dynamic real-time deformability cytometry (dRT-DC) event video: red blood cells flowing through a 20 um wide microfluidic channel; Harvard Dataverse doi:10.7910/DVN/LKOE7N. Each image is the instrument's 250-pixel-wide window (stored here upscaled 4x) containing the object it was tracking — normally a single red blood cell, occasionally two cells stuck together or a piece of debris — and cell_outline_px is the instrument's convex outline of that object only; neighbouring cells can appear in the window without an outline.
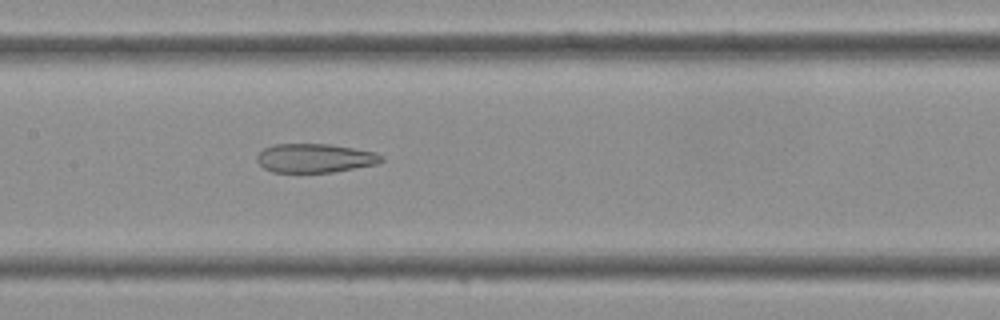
{"species": "Egyptian fruit bat (a non-hibernating species)", "species_latin": "Rousettus aegyptiacus", "temperature_condition": "cold", "stored_images_in_passage": 42, "camera_frame_rate_fps": 3000, "um_per_image_px": 0.085, "frame": {"image": 1, "passage_image": 20, "time_ms": 6.333, "image_size_px": [1000, 320], "cell_outline_px": [[384, 160], [380, 164], [332, 172], [272, 172], [264, 168], [256, 160], [256, 156], [264, 148], [272, 144], [332, 144], [376, 152], [384, 156]], "centroid_in_image_um": [26.81, 13.44], "position_along_channel_um": 180.6, "area_um2": 21.21}}
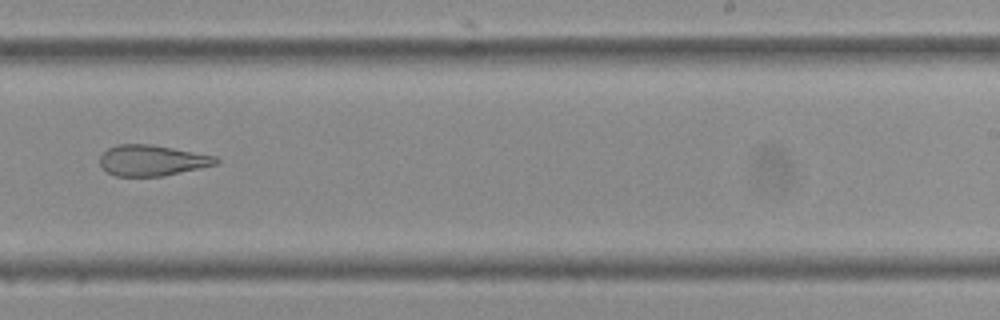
{"frame": {"image": 2, "passage_image": 26, "time_ms": 8.333, "image_size_px": [1000, 320], "cell_outline_px": [[220, 160], [216, 164], [200, 168], [164, 176], [116, 176], [108, 172], [100, 164], [100, 156], [108, 148], [116, 144], [152, 144], [216, 156]], "centroid_in_image_um": [12.93, 13.63], "position_along_channel_um": 276.1, "area_um2": 20.81}}
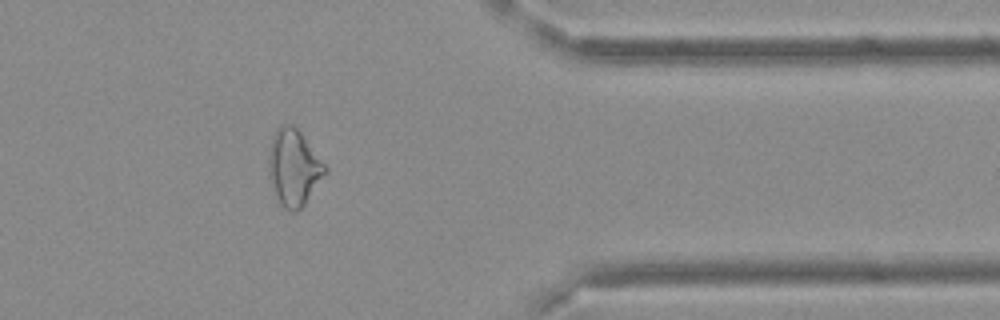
{"frame": {"image": 3, "passage_image": 34, "time_ms": 11.0, "image_size_px": [1000, 320], "cell_outline_px": [[328, 172], [304, 204], [296, 212], [292, 212], [284, 208], [280, 204], [268, 176], [268, 152], [272, 136], [276, 128], [280, 124], [292, 124], [300, 132], [328, 168]], "centroid_in_image_um": [24.95, 14.23], "position_along_channel_um": 386.4, "area_um2": 25.2}}